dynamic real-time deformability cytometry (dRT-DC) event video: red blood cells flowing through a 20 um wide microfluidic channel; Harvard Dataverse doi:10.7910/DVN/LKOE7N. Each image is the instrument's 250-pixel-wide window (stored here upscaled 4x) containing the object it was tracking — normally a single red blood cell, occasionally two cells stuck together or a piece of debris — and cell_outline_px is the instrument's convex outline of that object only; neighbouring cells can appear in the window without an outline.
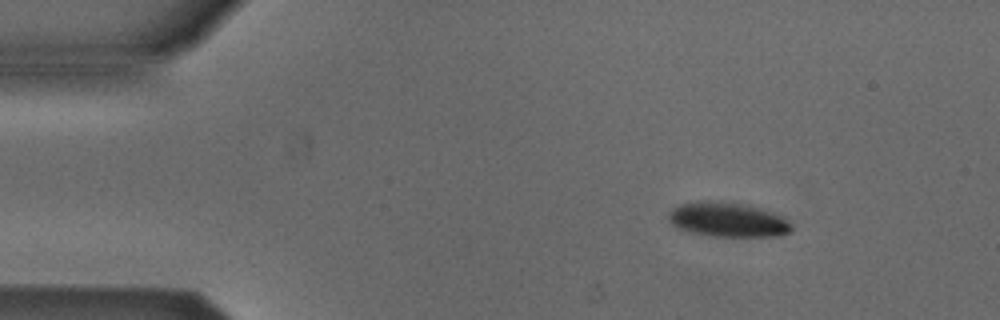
{"species": "Egyptian fruit bat (a non-hibernating species)", "species_latin": "Rousettus aegyptiacus", "temperature_condition": "cold", "stored_images_in_passage": 4, "camera_frame_rate_fps": 3000, "um_per_image_px": 0.085, "animal": {"sex": "male"}, "frame": {"image": 1, "passage_image": 1, "time_ms": 0.0, "image_size_px": [1000, 320], "cell_outline_px": [[792, 228], [788, 232], [780, 236], [712, 236], [692, 232], [676, 228], [668, 220], [668, 212], [672, 208], [680, 204], [696, 200], [720, 200], [752, 204], [780, 216], [788, 220], [792, 224]], "centroid_in_image_um": [61.83, 18.64], "position_along_channel_um": 23.2, "area_um2": 25.26}}
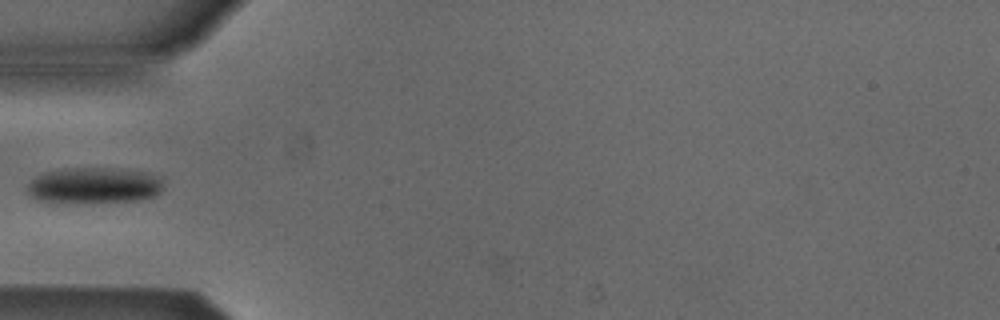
{"frame": {"image": 2, "passage_image": 4, "time_ms": 1.0, "image_size_px": [1000, 320], "cell_outline_px": [[164, 188], [156, 196], [140, 200], [56, 204], [36, 200], [28, 192], [28, 184], [36, 176], [44, 172], [64, 168], [108, 168], [144, 172], [160, 176]], "centroid_in_image_um": [7.98, 15.79], "position_along_channel_um": 77.0, "area_um2": 29.07}}